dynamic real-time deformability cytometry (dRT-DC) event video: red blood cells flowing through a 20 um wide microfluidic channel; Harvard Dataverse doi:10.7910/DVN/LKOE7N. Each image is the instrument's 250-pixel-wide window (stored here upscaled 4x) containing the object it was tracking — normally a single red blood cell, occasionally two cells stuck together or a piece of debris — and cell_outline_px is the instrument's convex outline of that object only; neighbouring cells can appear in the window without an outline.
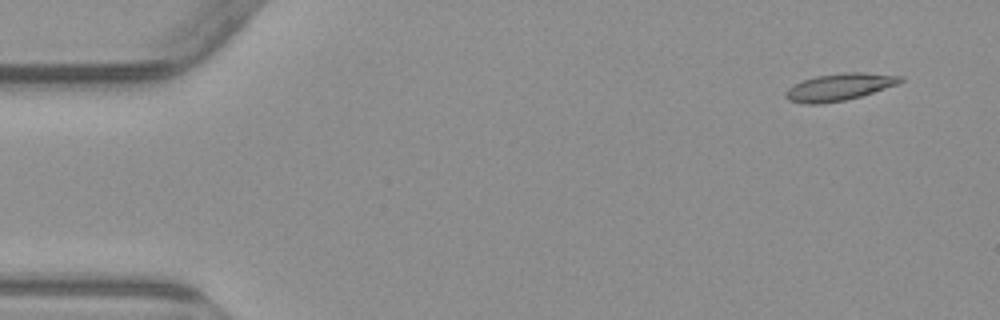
{"species": "common noctule bat (a hibernating species)", "species_latin": "Nyctalus noctula", "temperature_condition": "warm", "stored_images_in_passage": 6, "camera_frame_rate_fps": 3000, "um_per_image_px": 0.085, "animal": {"sex": "male", "body_mass_g": 23.1, "forearm_length_mm": 52.7}, "frame": {"image": 1, "passage_image": 1, "time_ms": 0.0, "image_size_px": [1000, 320], "cell_outline_px": [[904, 80], [900, 84], [860, 96], [844, 100], [820, 104], [804, 104], [788, 100], [784, 96], [784, 92], [788, 88], [804, 80], [816, 76], [844, 72], [864, 72], [904, 76]], "centroid_in_image_um": [71.37, 7.39], "position_along_channel_um": 13.6, "area_um2": 18.21}}
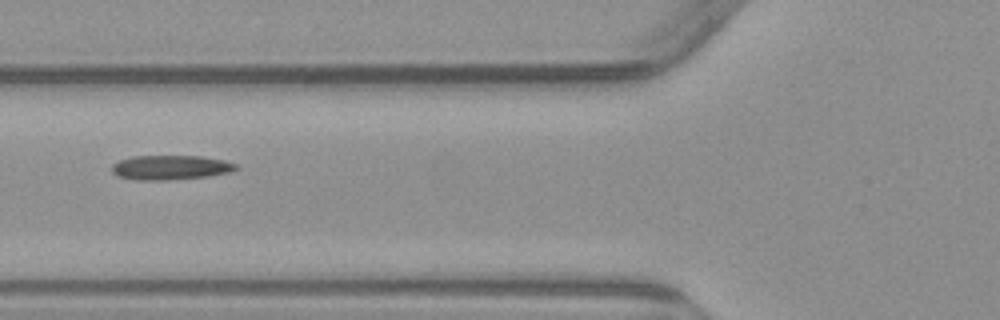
{"frame": {"image": 2, "passage_image": 5, "time_ms": 5.667, "image_size_px": [1000, 320], "cell_outline_px": [[240, 168], [228, 172], [208, 176], [168, 180], [136, 180], [116, 176], [112, 172], [112, 164], [120, 160], [132, 156], [200, 156], [224, 160], [236, 164]], "centroid_in_image_um": [14.47, 14.24], "position_along_channel_um": 111.3, "area_um2": 17.74}}
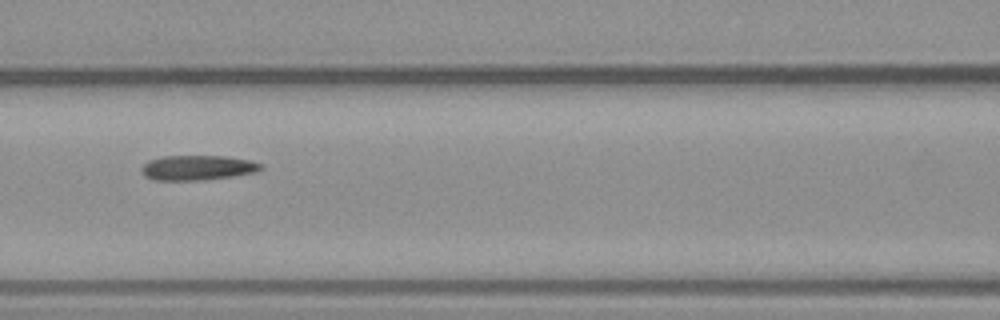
{"frame": {"image": 3, "passage_image": 6, "time_ms": 6.667, "image_size_px": [1000, 320], "cell_outline_px": [[264, 168], [256, 172], [232, 176], [204, 180], [156, 180], [144, 176], [140, 168], [148, 160], [164, 156], [224, 156], [248, 160], [264, 164]], "centroid_in_image_um": [16.79, 14.25], "position_along_channel_um": 149.8, "area_um2": 17.34}}